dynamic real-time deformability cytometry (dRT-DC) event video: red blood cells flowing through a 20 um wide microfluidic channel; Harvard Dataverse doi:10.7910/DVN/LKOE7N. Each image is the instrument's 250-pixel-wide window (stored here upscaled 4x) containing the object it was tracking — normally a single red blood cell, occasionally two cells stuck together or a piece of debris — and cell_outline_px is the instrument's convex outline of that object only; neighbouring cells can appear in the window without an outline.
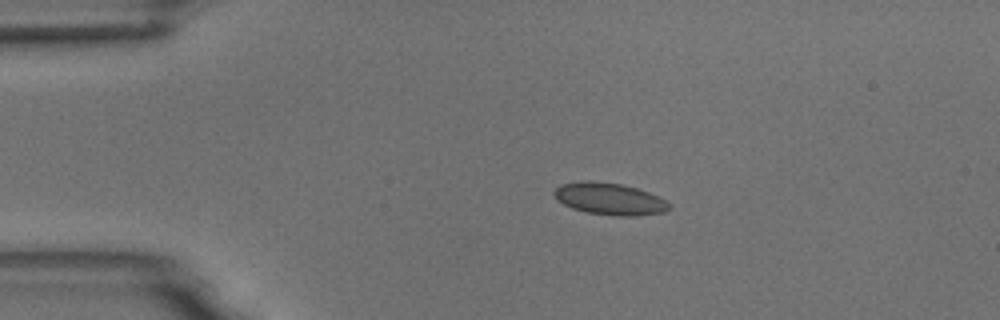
{"species": "common noctule bat (a hibernating species)", "species_latin": "Nyctalus noctula", "temperature_condition": "room temperature", "stored_images_in_passage": 4, "camera_frame_rate_fps": 3000, "um_per_image_px": 0.085, "animal": {"sex": "male", "body_mass_g": 18.8}, "frame": {"image": 1, "passage_image": 1, "time_ms": 0.0, "image_size_px": [1000, 320], "cell_outline_px": [[672, 208], [664, 212], [636, 216], [616, 216], [588, 212], [572, 208], [556, 200], [552, 192], [560, 184], [580, 180], [588, 180], [620, 184], [636, 188], [648, 192], [672, 204]], "centroid_in_image_um": [51.79, 16.9], "position_along_channel_um": 33.2, "area_um2": 21.5}}
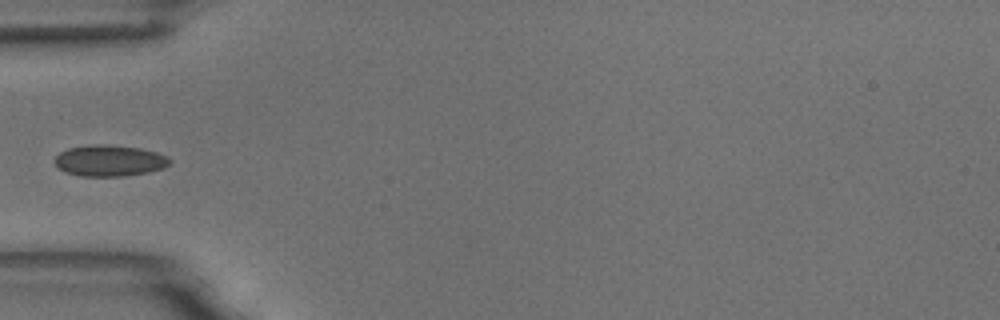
{"frame": {"image": 2, "passage_image": 3, "time_ms": 2.333, "image_size_px": [1000, 320], "cell_outline_px": [[172, 160], [164, 168], [148, 172], [124, 176], [80, 176], [64, 172], [52, 160], [60, 152], [68, 148], [92, 144], [108, 144], [140, 148], [156, 152]], "centroid_in_image_um": [9.27, 13.65], "position_along_channel_um": 75.7, "area_um2": 20.98}}
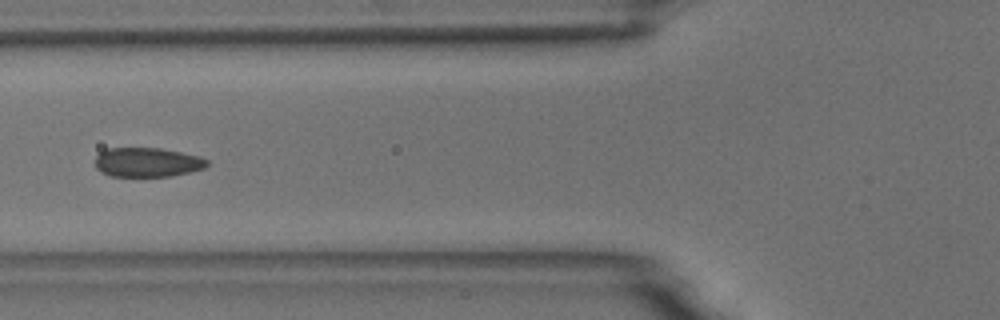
{"frame": {"image": 3, "passage_image": 4, "time_ms": 3.333, "image_size_px": [1000, 320], "cell_outline_px": [[208, 164], [204, 168], [172, 176], [108, 176], [100, 172], [96, 168], [96, 156], [100, 152], [108, 148], [160, 148], [200, 156], [208, 160]], "centroid_in_image_um": [12.5, 13.79], "position_along_channel_um": 113.3, "area_um2": 19.13}}